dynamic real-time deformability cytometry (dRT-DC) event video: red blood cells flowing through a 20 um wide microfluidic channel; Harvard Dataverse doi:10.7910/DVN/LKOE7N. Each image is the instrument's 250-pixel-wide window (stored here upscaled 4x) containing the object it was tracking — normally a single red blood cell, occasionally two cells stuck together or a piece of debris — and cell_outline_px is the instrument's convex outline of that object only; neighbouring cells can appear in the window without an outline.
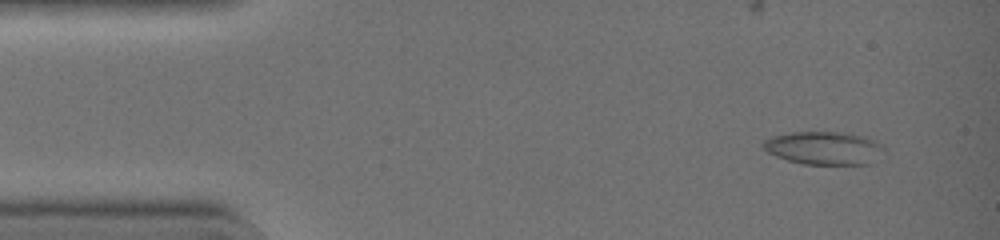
{"species": "common noctule bat (a hibernating species)", "species_latin": "Nyctalus noctula", "temperature_condition": "warm", "stored_images_in_passage": 45, "camera_frame_rate_fps": 3000, "um_per_image_px": 0.085, "animal": {"sex": "female", "body_mass_g": 19.0, "forearm_length_mm": 51.5}, "frame": {"image": 1, "passage_image": 4, "time_ms": 1.0, "image_size_px": [1000, 240], "cell_outline_px": [[876, 144], [868, 164], [800, 164], [776, 156], [768, 152], [760, 144], [764, 140], [776, 136], [792, 132], [836, 132], [856, 136], [868, 140]], "centroid_in_image_um": [69.75, 12.59], "position_along_channel_um": 15.3, "area_um2": 21.62}}
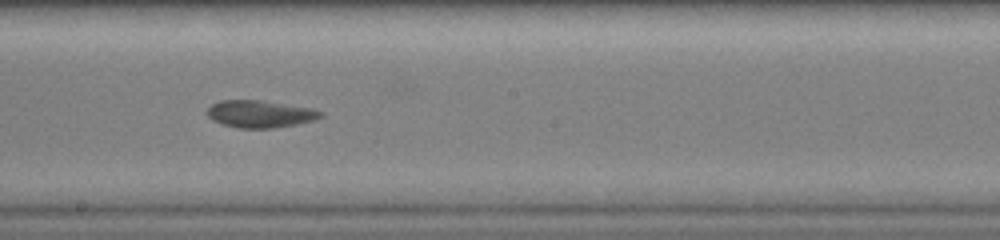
{"frame": {"image": 2, "passage_image": 25, "time_ms": 8.0, "image_size_px": [1000, 240], "cell_outline_px": [[324, 116], [312, 120], [296, 124], [272, 128], [240, 128], [220, 124], [212, 120], [208, 116], [208, 108], [212, 104], [220, 100], [260, 100], [308, 108], [324, 112]], "centroid_in_image_um": [22.07, 9.69], "position_along_channel_um": 226.1, "area_um2": 17.8}}
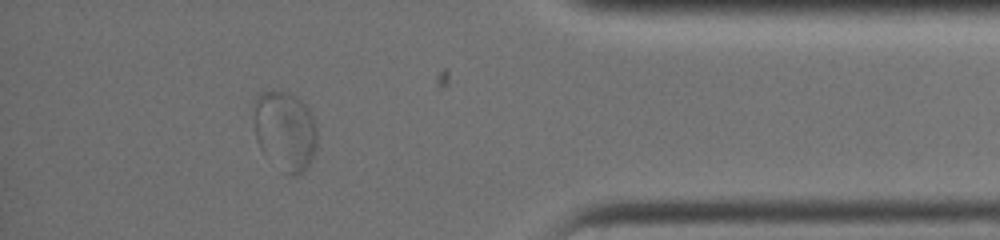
{"frame": {"image": 3, "passage_image": 39, "time_ms": 12.667, "image_size_px": [1000, 240], "cell_outline_px": [[316, 148], [308, 164], [296, 176], [288, 176], [260, 148], [256, 140], [252, 104], [264, 92], [288, 92], [296, 96], [308, 108], [316, 120]], "centroid_in_image_um": [24.23, 11.1], "position_along_channel_um": 411.0, "area_um2": 29.07}}